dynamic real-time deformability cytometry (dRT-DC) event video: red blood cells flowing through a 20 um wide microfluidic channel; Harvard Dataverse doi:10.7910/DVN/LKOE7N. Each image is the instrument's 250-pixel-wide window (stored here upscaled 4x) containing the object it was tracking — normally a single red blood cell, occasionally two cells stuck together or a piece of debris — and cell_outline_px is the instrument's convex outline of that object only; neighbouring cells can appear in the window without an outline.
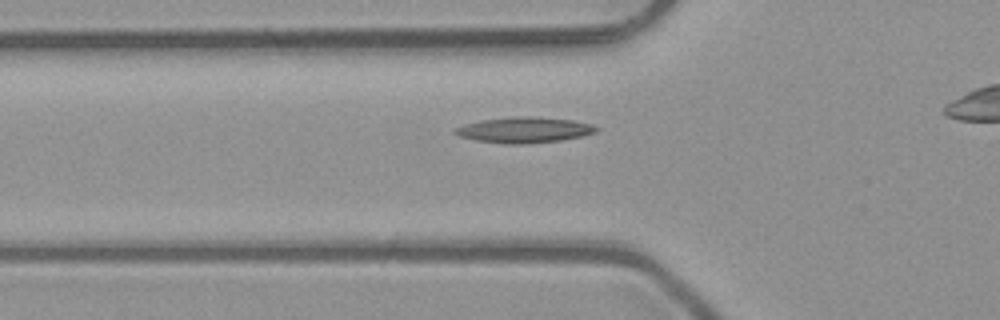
{"species": "common noctule bat (a hibernating species)", "species_latin": "Nyctalus noctula", "temperature_condition": "room temperature", "stored_images_in_passage": 39, "camera_frame_rate_fps": 3000, "um_per_image_px": 0.085, "animal": {"sex": "male", "body_mass_g": 23.1, "forearm_length_mm": 52.7}, "frame": {"image": 1, "passage_image": 13, "time_ms": 4.0, "image_size_px": [1000, 320], "cell_outline_px": [[600, 128], [596, 132], [580, 136], [560, 140], [524, 144], [504, 144], [476, 140], [460, 136], [452, 132], [452, 128], [464, 124], [480, 120], [512, 116], [532, 116], [572, 120], [592, 124]], "centroid_in_image_um": [44.51, 11.03], "position_along_channel_um": 81.3, "area_um2": 21.27}}
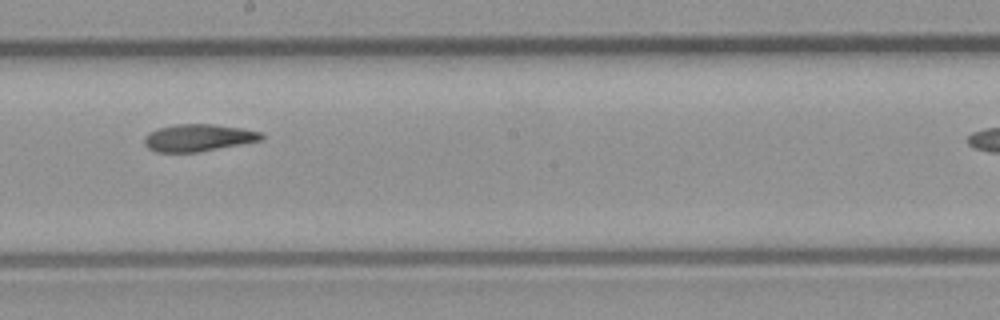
{"frame": {"image": 2, "passage_image": 24, "time_ms": 7.667, "image_size_px": [1000, 320], "cell_outline_px": [[264, 136], [260, 140], [200, 152], [156, 152], [148, 148], [144, 144], [144, 136], [148, 132], [160, 128], [176, 124], [212, 124], [244, 128], [260, 132]], "centroid_in_image_um": [16.82, 11.71], "position_along_channel_um": 231.4, "area_um2": 18.5}}
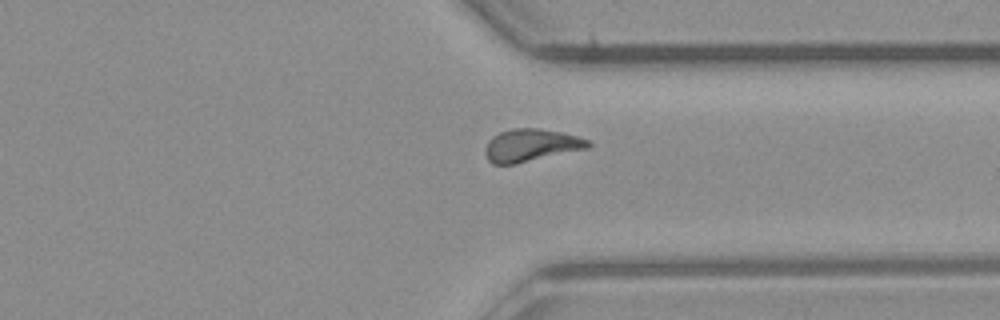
{"frame": {"image": 3, "passage_image": 34, "time_ms": 11.0, "image_size_px": [1000, 320], "cell_outline_px": [[592, 144], [588, 148], [516, 164], [492, 164], [488, 160], [484, 152], [484, 148], [488, 140], [492, 136], [500, 132], [512, 128], [536, 128], [560, 132], [576, 136], [588, 140]], "centroid_in_image_um": [45.09, 12.35], "position_along_channel_um": 366.3, "area_um2": 19.54}}